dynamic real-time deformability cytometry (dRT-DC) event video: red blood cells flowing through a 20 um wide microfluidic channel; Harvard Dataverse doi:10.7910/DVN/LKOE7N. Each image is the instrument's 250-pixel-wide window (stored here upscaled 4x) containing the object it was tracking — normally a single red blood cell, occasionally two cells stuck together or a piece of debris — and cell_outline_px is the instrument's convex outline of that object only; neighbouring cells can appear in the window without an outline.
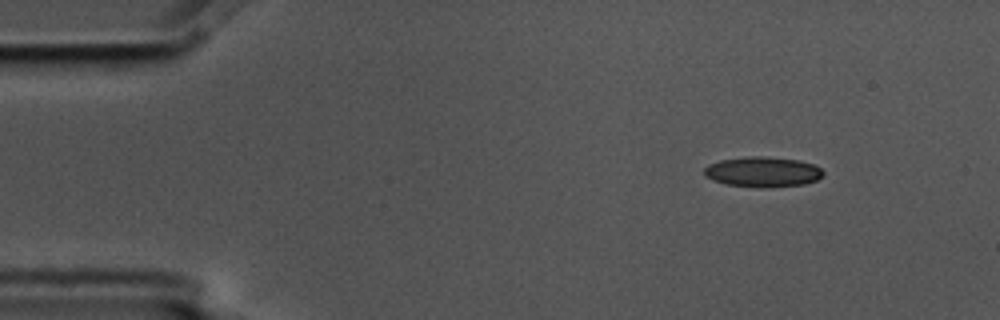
{"species": "common noctule bat (a hibernating species)", "species_latin": "Nyctalus noctula", "temperature_condition": "cold", "stored_images_in_passage": 4, "camera_frame_rate_fps": 3000, "um_per_image_px": 0.085, "animal": {"sex": "male", "body_mass_g": 17.5, "forearm_length_mm": 52.3}, "frame": {"image": 1, "passage_image": 1, "time_ms": 0.0, "image_size_px": [1000, 320], "cell_outline_px": [[824, 176], [816, 180], [804, 184], [760, 188], [724, 184], [712, 180], [704, 176], [704, 168], [708, 164], [720, 160], [748, 156], [764, 156], [800, 160], [812, 164], [820, 168], [824, 172]], "centroid_in_image_um": [64.81, 14.61], "position_along_channel_um": 20.2, "area_um2": 21.15}}
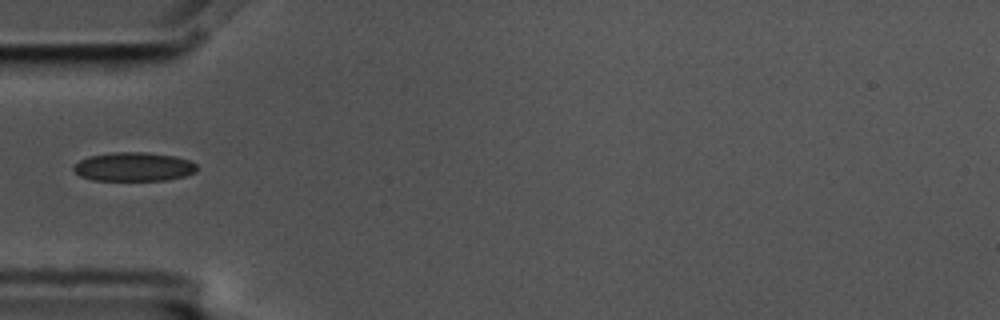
{"frame": {"image": 2, "passage_image": 4, "time_ms": 1.0, "image_size_px": [1000, 320], "cell_outline_px": [[196, 172], [184, 176], [168, 180], [92, 180], [80, 176], [72, 168], [72, 164], [88, 156], [112, 152], [148, 152], [176, 156], [188, 160], [196, 164]], "centroid_in_image_um": [11.34, 14.17], "position_along_channel_um": 73.7, "area_um2": 20.92}}